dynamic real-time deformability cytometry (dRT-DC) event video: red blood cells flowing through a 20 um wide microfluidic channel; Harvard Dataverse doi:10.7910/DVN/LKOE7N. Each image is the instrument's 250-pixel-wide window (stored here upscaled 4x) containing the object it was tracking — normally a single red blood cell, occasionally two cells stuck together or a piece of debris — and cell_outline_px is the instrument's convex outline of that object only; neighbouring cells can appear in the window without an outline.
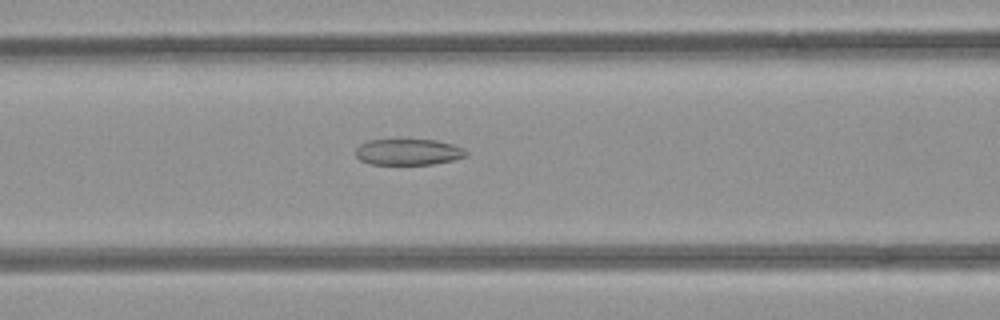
{"species": "common noctule bat (a hibernating species)", "species_latin": "Nyctalus noctula", "temperature_condition": "room temperature", "stored_images_in_passage": 37, "camera_frame_rate_fps": 3000, "um_per_image_px": 0.085, "animal": {"sex": "female", "body_mass_g": 21.9}, "frame": {"image": 1, "passage_image": 6, "time_ms": 1.667, "image_size_px": [1000, 320], "cell_outline_px": [[468, 156], [452, 160], [432, 164], [372, 164], [360, 160], [356, 156], [356, 148], [360, 144], [368, 140], [436, 140], [452, 144], [464, 148], [468, 152]], "centroid_in_image_um": [34.72, 12.92], "position_along_channel_um": 131.9, "area_um2": 16.76}}
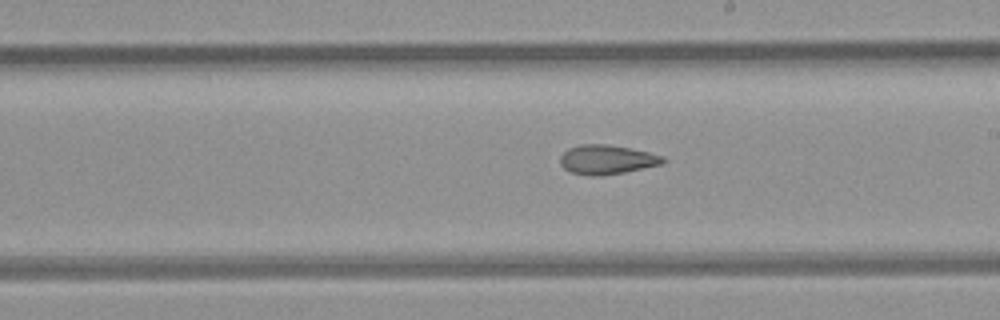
{"frame": {"image": 2, "passage_image": 14, "time_ms": 4.333, "image_size_px": [1000, 320], "cell_outline_px": [[668, 160], [664, 164], [624, 172], [600, 176], [588, 176], [572, 172], [564, 168], [560, 164], [560, 156], [568, 148], [580, 144], [608, 144], [648, 152], [664, 156]], "centroid_in_image_um": [51.6, 13.57], "position_along_channel_um": 237.4, "area_um2": 17.69}}
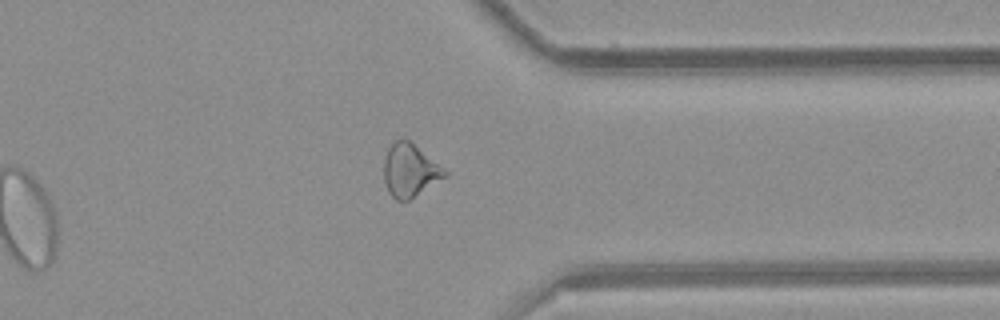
{"frame": {"image": 3, "passage_image": 25, "time_ms": 8.0, "image_size_px": [1000, 320], "cell_outline_px": [[448, 172], [444, 176], [408, 200], [396, 200], [388, 192], [384, 180], [384, 160], [388, 148], [396, 140], [408, 140]], "centroid_in_image_um": [34.78, 14.49], "position_along_channel_um": 376.6, "area_um2": 17.98}, "authors_computed_cell_mechanics": {"area_um2": 17.9758, "velocity_mm_per_s": 3.951, "shape_relaxation_time_tau1_ms": null, "shape_relaxation_time_tau2_ms": 4.2259, "deformation_change_tau1": null, "deformation_change_tau2": 0.1308}}